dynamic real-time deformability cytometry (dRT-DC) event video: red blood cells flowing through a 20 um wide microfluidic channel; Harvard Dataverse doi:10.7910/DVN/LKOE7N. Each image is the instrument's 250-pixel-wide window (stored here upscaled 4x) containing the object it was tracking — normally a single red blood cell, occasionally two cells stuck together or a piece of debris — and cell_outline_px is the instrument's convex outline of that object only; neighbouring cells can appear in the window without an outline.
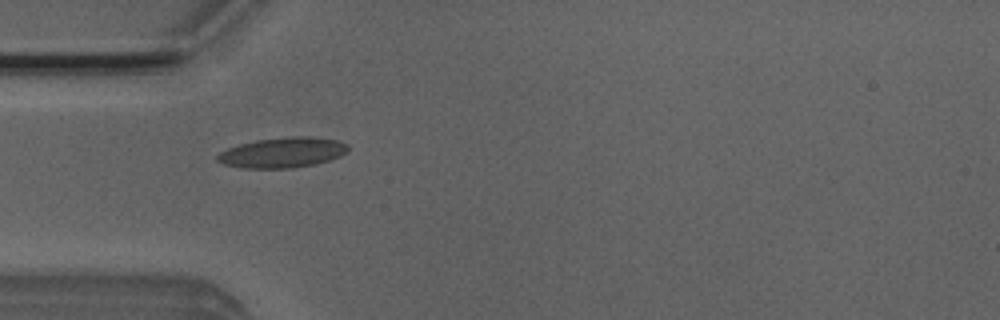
{"species": "Egyptian fruit bat (a non-hibernating species)", "species_latin": "Rousettus aegyptiacus", "temperature_condition": "room temperature", "stored_images_in_passage": 4, "camera_frame_rate_fps": 3000, "um_per_image_px": 0.085, "animal": {"sex": "male"}, "frame": {"image": 1, "passage_image": 1, "time_ms": 0.0, "image_size_px": [1000, 320], "cell_outline_px": [[348, 152], [340, 156], [316, 164], [292, 168], [240, 168], [224, 164], [216, 160], [216, 156], [220, 152], [228, 148], [240, 144], [256, 140], [288, 136], [308, 136], [336, 140], [348, 144]], "centroid_in_image_um": [24.01, 12.97], "position_along_channel_um": 61.0, "area_um2": 23.12}}
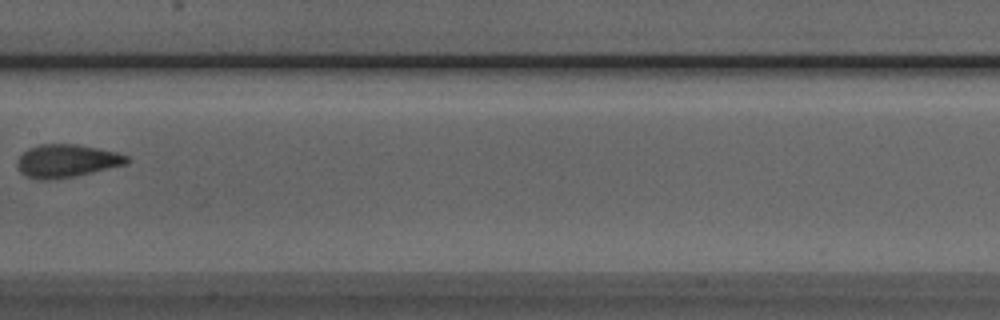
{"frame": {"image": 2, "passage_image": 4, "time_ms": 1.0, "image_size_px": [1000, 320], "cell_outline_px": [[128, 164], [76, 176], [52, 180], [36, 180], [24, 176], [20, 172], [16, 164], [20, 156], [28, 148], [40, 144], [76, 144], [116, 152], [128, 156]], "centroid_in_image_um": [5.64, 13.69], "position_along_channel_um": 201.8, "area_um2": 21.21}}